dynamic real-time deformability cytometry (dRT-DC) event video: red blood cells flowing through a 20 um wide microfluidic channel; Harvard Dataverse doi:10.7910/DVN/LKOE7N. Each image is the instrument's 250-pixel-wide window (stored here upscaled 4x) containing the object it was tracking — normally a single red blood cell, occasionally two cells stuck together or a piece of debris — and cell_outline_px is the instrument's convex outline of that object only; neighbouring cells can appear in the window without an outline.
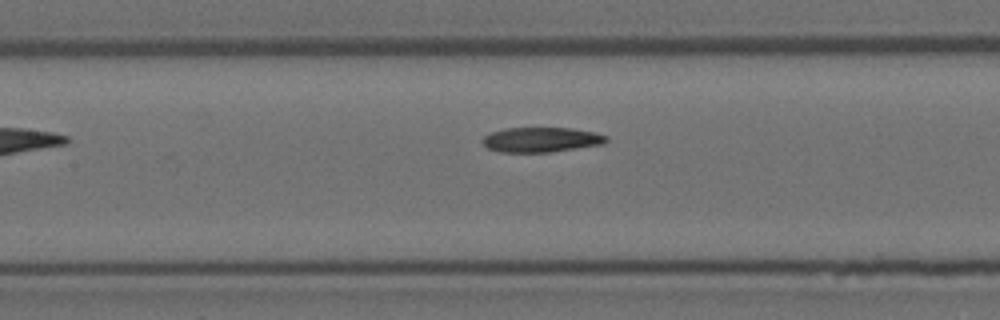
{"species": "Egyptian fruit bat (a non-hibernating species)", "species_latin": "Rousettus aegyptiacus", "temperature_condition": "room temperature", "stored_images_in_passage": 7, "camera_frame_rate_fps": 3000, "um_per_image_px": 0.085, "animal": {"sex": "female"}, "frame": {"image": 1, "passage_image": 6, "time_ms": 1.667, "image_size_px": [1000, 320], "cell_outline_px": [[608, 140], [604, 144], [548, 152], [500, 152], [488, 148], [480, 140], [484, 136], [492, 132], [504, 128], [572, 128], [596, 132], [608, 136]], "centroid_in_image_um": [46.01, 11.87], "position_along_channel_um": 161.4, "area_um2": 17.98}}
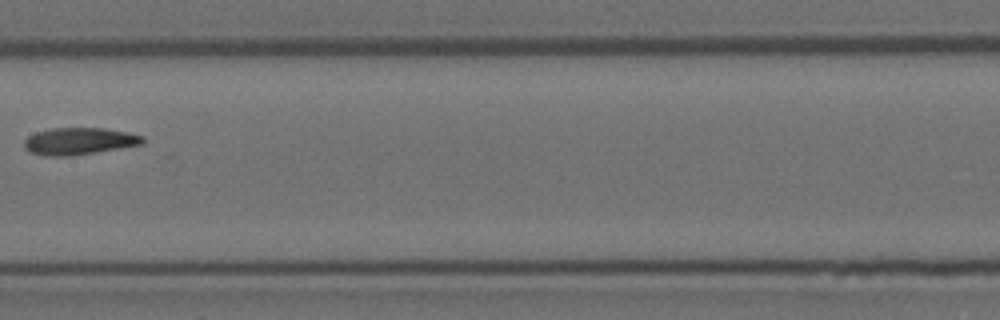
{"frame": {"image": 2, "passage_image": 7, "time_ms": 2.0, "image_size_px": [1000, 320], "cell_outline_px": [[144, 144], [72, 156], [52, 156], [32, 152], [24, 148], [24, 140], [28, 136], [36, 132], [52, 128], [104, 128], [128, 132], [144, 136]], "centroid_in_image_um": [6.76, 11.99], "position_along_channel_um": 200.6, "area_um2": 18.61}}